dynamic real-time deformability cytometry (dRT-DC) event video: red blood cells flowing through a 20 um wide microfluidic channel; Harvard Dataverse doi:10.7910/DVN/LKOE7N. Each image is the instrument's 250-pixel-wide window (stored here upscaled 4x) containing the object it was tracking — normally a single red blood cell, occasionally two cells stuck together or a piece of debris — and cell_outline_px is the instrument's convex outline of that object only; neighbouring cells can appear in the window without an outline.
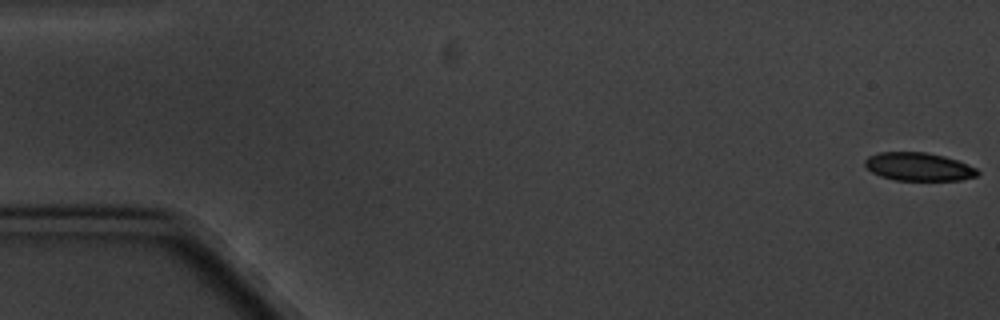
{"species": "common noctule bat (a hibernating species)", "species_latin": "Nyctalus noctula", "temperature_condition": "cold", "stored_images_in_passage": 5, "camera_frame_rate_fps": 3000, "um_per_image_px": 0.085, "animal": {"sex": "male", "body_mass_g": 20.1, "forearm_length_mm": 53.5}, "frame": {"image": 1, "passage_image": 1, "time_ms": 0.0, "image_size_px": [1000, 320], "cell_outline_px": [[980, 172], [976, 176], [960, 180], [896, 180], [880, 176], [872, 172], [864, 164], [864, 160], [868, 156], [880, 152], [928, 152], [944, 156], [968, 164], [976, 168]], "centroid_in_image_um": [78.08, 14.16], "position_along_channel_um": 6.9, "area_um2": 18.5}}
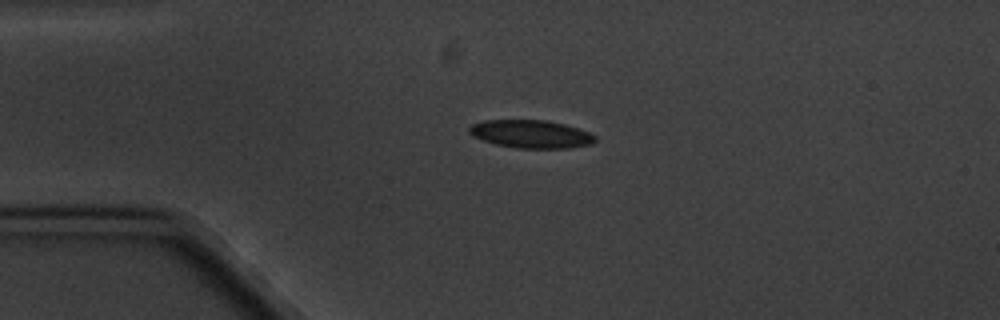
{"frame": {"image": 2, "passage_image": 4, "time_ms": 4.333, "image_size_px": [1000, 320], "cell_outline_px": [[596, 140], [592, 144], [572, 148], [516, 148], [496, 144], [472, 136], [468, 132], [468, 128], [472, 124], [484, 120], [548, 120], [580, 128], [596, 136]], "centroid_in_image_um": [45.15, 11.39], "position_along_channel_um": 39.8, "area_um2": 20.69}}